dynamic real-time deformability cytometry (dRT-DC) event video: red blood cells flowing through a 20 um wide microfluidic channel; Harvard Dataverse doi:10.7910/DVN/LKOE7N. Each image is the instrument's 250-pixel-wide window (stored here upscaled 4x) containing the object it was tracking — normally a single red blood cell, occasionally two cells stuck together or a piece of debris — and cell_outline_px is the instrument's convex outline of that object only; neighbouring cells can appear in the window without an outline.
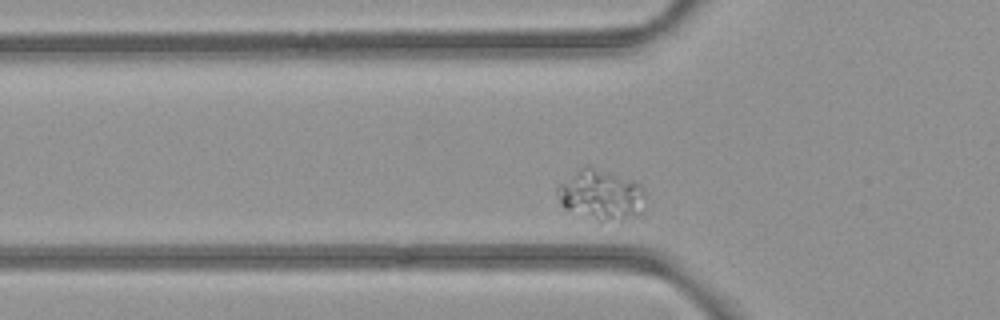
{"species": "common noctule bat (a hibernating species)", "species_latin": "Nyctalus noctula", "temperature_condition": "room temperature", "stored_images_in_passage": 36, "camera_frame_rate_fps": 3000, "um_per_image_px": 0.085, "animal": {"sex": "female", "body_mass_g": 21.9}, "frame": {"image": 1, "passage_image": 8, "time_ms": 2.333, "image_size_px": [1000, 320], "cell_outline_px": [[644, 212], [640, 216], [600, 224], [564, 208], [560, 204], [556, 192], [556, 188], [560, 184], [584, 164], [588, 164], [632, 180], [640, 184], [644, 192]], "centroid_in_image_um": [51.09, 16.6], "position_along_channel_um": 74.7, "area_um2": 26.7}}
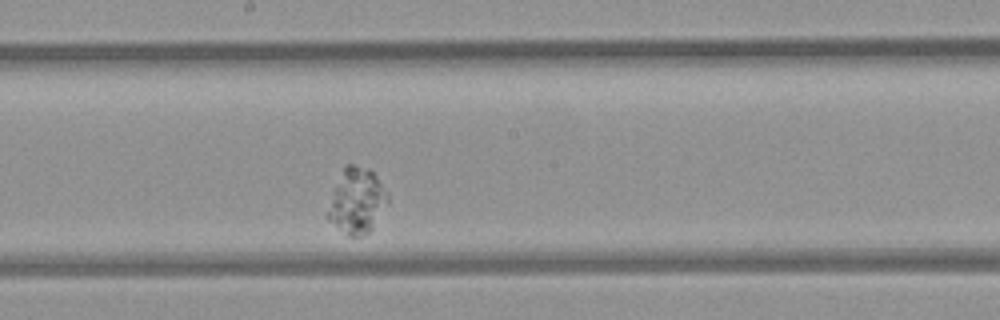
{"frame": {"image": 2, "passage_image": 20, "time_ms": 6.333, "image_size_px": [1000, 320], "cell_outline_px": [[388, 204], [372, 228], [368, 232], [360, 236], [348, 236], [328, 220], [324, 216], [324, 212], [332, 192], [344, 164], [352, 164], [368, 168], [376, 176], [388, 192]], "centroid_in_image_um": [30.29, 17.07], "position_along_channel_um": 217.9, "area_um2": 23.18}}
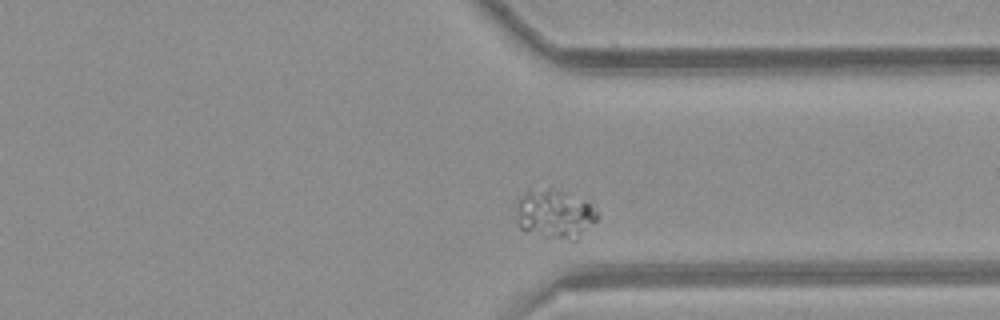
{"frame": {"image": 3, "passage_image": 32, "time_ms": 10.333, "image_size_px": [1000, 320], "cell_outline_px": [[596, 220], [576, 240], [568, 240], [544, 236], [524, 232], [520, 228], [516, 200], [520, 196], [528, 192], [548, 188], [552, 188], [588, 204], [596, 212]], "centroid_in_image_um": [47.09, 18.23], "position_along_channel_um": 364.3, "area_um2": 22.2}}